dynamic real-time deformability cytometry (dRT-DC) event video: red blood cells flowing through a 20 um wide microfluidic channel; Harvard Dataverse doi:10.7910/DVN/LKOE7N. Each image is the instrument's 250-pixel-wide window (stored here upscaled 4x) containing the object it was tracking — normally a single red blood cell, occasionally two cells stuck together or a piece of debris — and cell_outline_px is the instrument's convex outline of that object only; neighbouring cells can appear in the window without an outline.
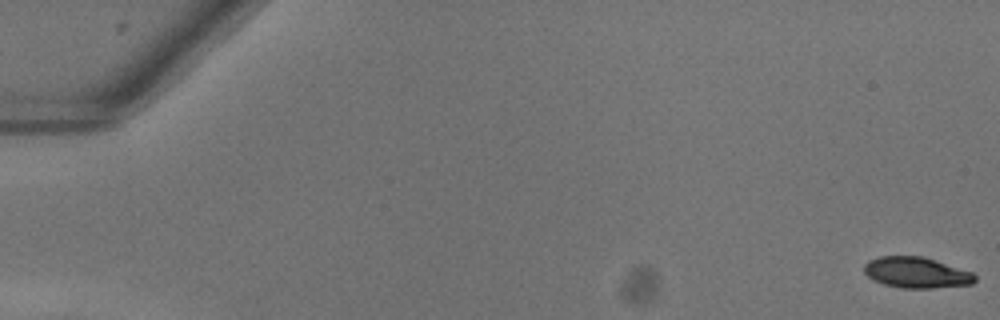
{"species": "common noctule bat (a hibernating species)", "species_latin": "Nyctalus noctula", "temperature_condition": "warm", "stored_images_in_passage": 52, "camera_frame_rate_fps": 3000, "um_per_image_px": 0.085, "animal": {"sex": "female"}, "frame": {"image": 1, "passage_image": 1, "time_ms": 0.0, "image_size_px": [1000, 320], "cell_outline_px": [[976, 280], [972, 284], [932, 288], [900, 288], [884, 284], [872, 280], [864, 272], [864, 264], [868, 260], [880, 256], [924, 256], [972, 272], [976, 276]], "centroid_in_image_um": [77.88, 23.16], "position_along_channel_um": 7.1, "area_um2": 20.06}}
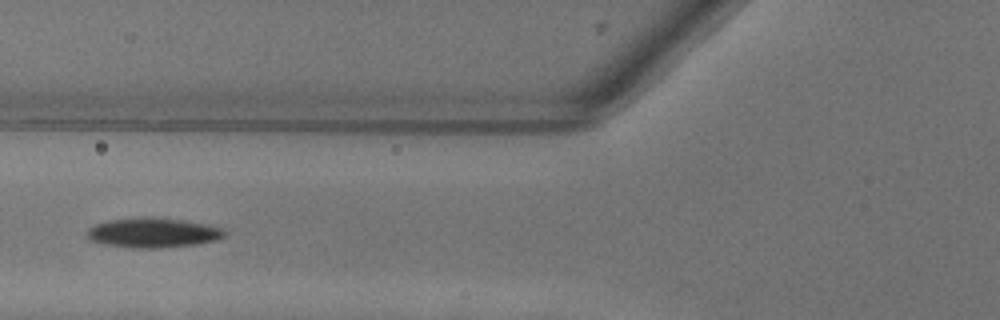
{"frame": {"image": 2, "passage_image": 22, "time_ms": 7.0, "image_size_px": [1000, 320], "cell_outline_px": [[228, 232], [224, 236], [216, 240], [196, 244], [164, 248], [132, 248], [104, 244], [92, 240], [88, 236], [88, 228], [96, 224], [108, 220], [180, 220], [220, 228]], "centroid_in_image_um": [13.01, 19.84], "position_along_channel_um": 112.8, "area_um2": 22.54}}
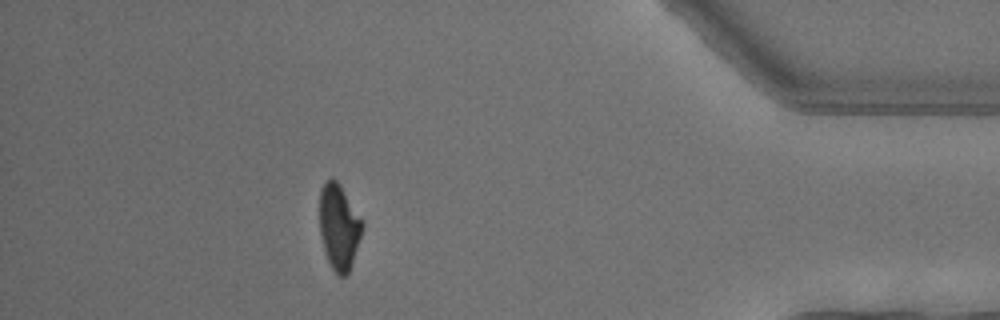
{"frame": {"image": 3, "passage_image": 47, "time_ms": 15.333, "image_size_px": [1000, 320], "cell_outline_px": [[364, 228], [352, 264], [348, 272], [344, 276], [340, 276], [332, 268], [328, 260], [324, 248], [320, 232], [320, 188], [332, 176], [340, 184], [364, 224]], "centroid_in_image_um": [28.82, 19.27], "position_along_channel_um": 406.4, "area_um2": 21.04}, "authors_computed_cell_mechanics": {"area_um2": 22.4553, "velocity_mm_per_s": 4.0567, "shape_relaxation_time_tau1_ms": 3.9052, "shape_relaxation_time_tau2_ms": null, "deformation_change_tau1": 0.162, "deformation_change_tau2": null}}